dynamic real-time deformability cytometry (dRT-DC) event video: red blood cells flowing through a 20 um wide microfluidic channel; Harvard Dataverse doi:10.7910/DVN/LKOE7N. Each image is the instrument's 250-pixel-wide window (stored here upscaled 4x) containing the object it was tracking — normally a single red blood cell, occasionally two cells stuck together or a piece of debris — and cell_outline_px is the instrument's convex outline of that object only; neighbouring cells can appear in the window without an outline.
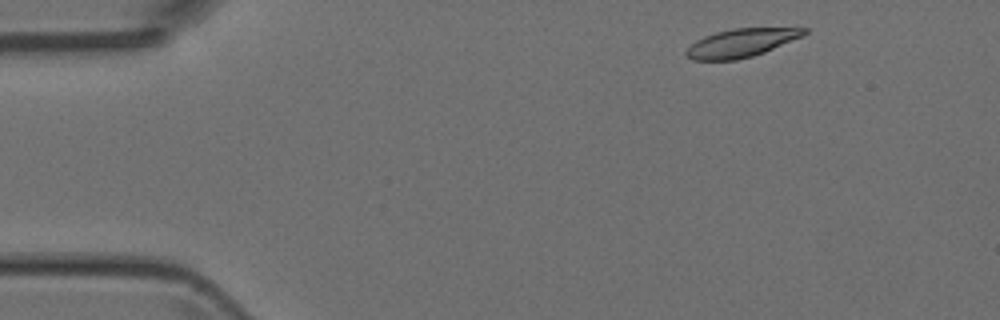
{"species": "Egyptian fruit bat (a non-hibernating species)", "species_latin": "Rousettus aegyptiacus", "temperature_condition": "room temperature", "stored_images_in_passage": 6, "camera_frame_rate_fps": 3000, "um_per_image_px": 0.085, "animal": {"sex": "female"}, "frame": {"image": 1, "passage_image": 1, "time_ms": 0.0, "image_size_px": [1000, 320], "cell_outline_px": [[808, 32], [804, 36], [764, 52], [752, 56], [736, 60], [692, 60], [684, 52], [696, 40], [704, 36], [716, 32], [732, 28], [808, 28]], "centroid_in_image_um": [63.02, 3.64], "position_along_channel_um": 22.0, "area_um2": 19.42}}
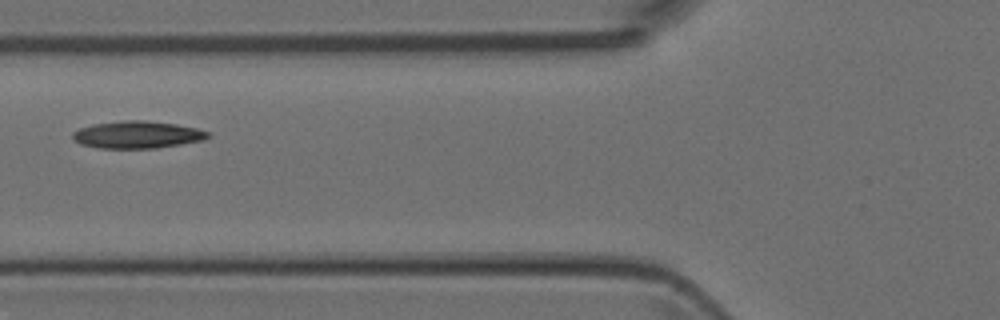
{"frame": {"image": 2, "passage_image": 5, "time_ms": 4.333, "image_size_px": [1000, 320], "cell_outline_px": [[212, 136], [204, 140], [156, 148], [100, 148], [80, 144], [72, 140], [72, 132], [80, 128], [92, 124], [124, 120], [144, 120], [176, 124], [196, 128], [208, 132]], "centroid_in_image_um": [11.65, 11.45], "position_along_channel_um": 114.2, "area_um2": 21.56}}
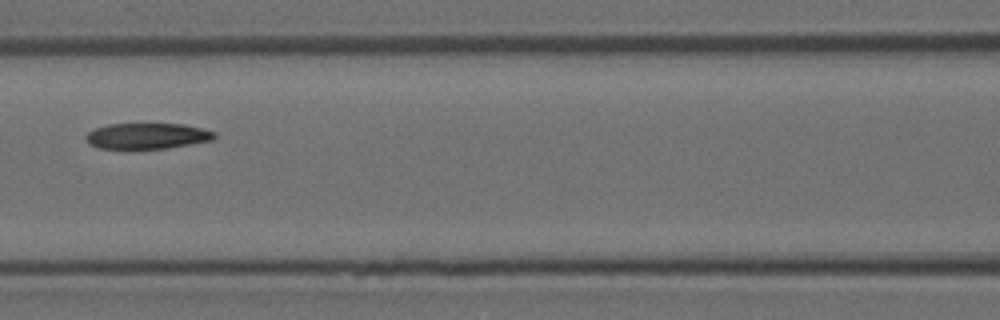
{"frame": {"image": 3, "passage_image": 6, "time_ms": 5.333, "image_size_px": [1000, 320], "cell_outline_px": [[216, 136], [212, 140], [168, 148], [96, 148], [88, 144], [84, 140], [84, 136], [88, 132], [96, 128], [108, 124], [184, 124], [216, 132]], "centroid_in_image_um": [12.47, 11.56], "position_along_channel_um": 154.1, "area_um2": 19.31}}